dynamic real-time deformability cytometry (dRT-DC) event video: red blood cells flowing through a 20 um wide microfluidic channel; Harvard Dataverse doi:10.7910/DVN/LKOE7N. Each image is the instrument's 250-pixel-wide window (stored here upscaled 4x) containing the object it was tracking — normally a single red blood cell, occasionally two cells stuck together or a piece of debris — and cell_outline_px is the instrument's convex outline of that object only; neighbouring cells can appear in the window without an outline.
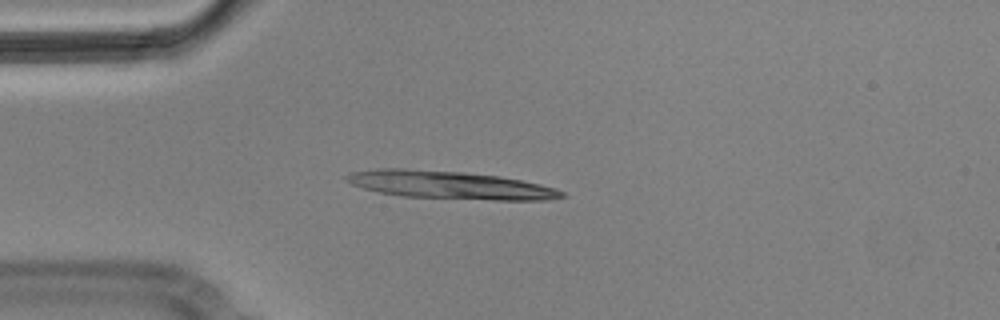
{"species": "Egyptian fruit bat (a non-hibernating species)", "species_latin": "Rousettus aegyptiacus", "temperature_condition": "cold", "stored_images_in_passage": 10, "camera_frame_rate_fps": 3000, "um_per_image_px": 0.085, "animal": {"sex": "male"}, "frame": {"image": 1, "passage_image": 4, "time_ms": 1.0, "image_size_px": [1000, 320], "cell_outline_px": [[568, 196], [548, 200], [492, 200], [400, 196], [380, 192], [364, 188], [352, 184], [344, 176], [348, 172], [376, 168], [404, 168], [464, 172], [500, 176], [540, 184], [556, 188], [564, 192]], "centroid_in_image_um": [38.26, 15.72], "position_along_channel_um": 46.7, "area_um2": 35.2}}